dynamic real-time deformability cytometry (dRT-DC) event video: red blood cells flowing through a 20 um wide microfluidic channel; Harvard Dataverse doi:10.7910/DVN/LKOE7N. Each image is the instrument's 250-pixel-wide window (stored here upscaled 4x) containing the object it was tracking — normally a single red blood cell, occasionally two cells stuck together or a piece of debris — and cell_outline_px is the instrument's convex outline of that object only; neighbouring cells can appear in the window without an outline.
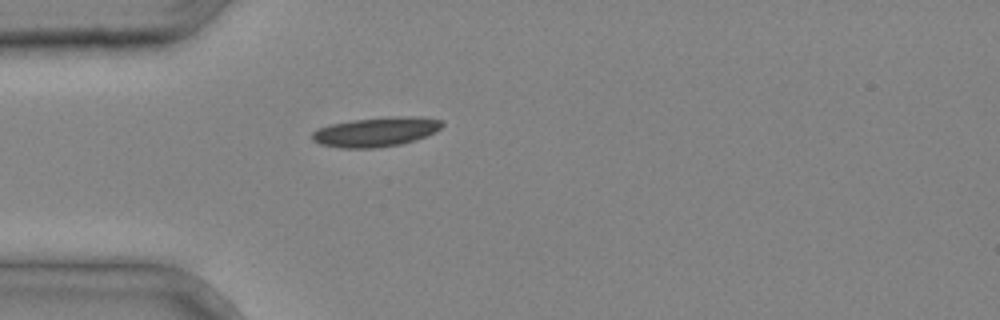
{"species": "common noctule bat (a hibernating species)", "species_latin": "Nyctalus noctula", "temperature_condition": "cold", "stored_images_in_passage": 1, "camera_frame_rate_fps": 3000, "um_per_image_px": 0.085, "animal": {"sex": "male", "body_mass_g": 20.4}, "frame": {"image": 1, "passage_image": 1, "time_ms": 0.0, "image_size_px": [1000, 320], "cell_outline_px": [[444, 124], [436, 132], [416, 140], [400, 144], [376, 148], [340, 148], [320, 144], [312, 140], [312, 132], [316, 128], [328, 124], [356, 120], [392, 116], [424, 116], [444, 120]], "centroid_in_image_um": [31.99, 11.2], "position_along_channel_um": 53.0, "area_um2": 22.66}}